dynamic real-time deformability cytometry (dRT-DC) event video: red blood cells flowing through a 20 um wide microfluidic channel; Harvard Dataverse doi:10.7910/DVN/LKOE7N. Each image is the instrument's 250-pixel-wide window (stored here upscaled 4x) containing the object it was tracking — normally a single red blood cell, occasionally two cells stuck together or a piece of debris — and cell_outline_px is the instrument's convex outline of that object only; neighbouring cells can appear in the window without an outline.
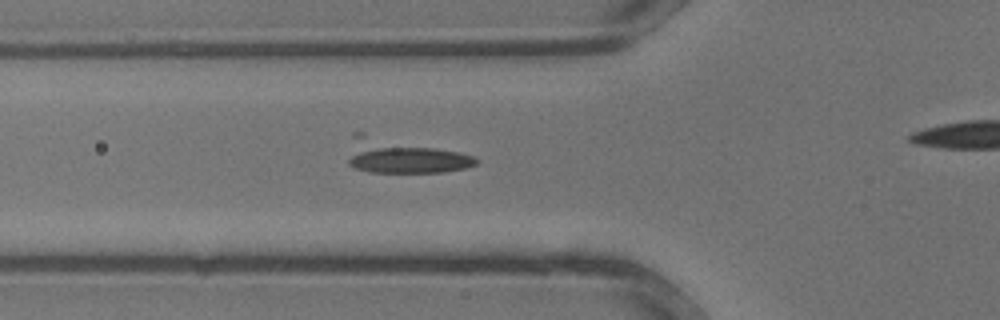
{"species": "common noctule bat (a hibernating species)", "species_latin": "Nyctalus noctula", "temperature_condition": "warm", "stored_images_in_passage": 21, "camera_frame_rate_fps": 3000, "um_per_image_px": 0.085, "animal": {"sex": "male", "body_mass_g": 13.3}, "frame": {"image": 1, "passage_image": 3, "time_ms": 0.667, "image_size_px": [1000, 320], "cell_outline_px": [[480, 160], [476, 164], [464, 168], [444, 172], [368, 172], [356, 168], [348, 164], [348, 160], [352, 132], [364, 132], [460, 152], [472, 156]], "centroid_in_image_um": [34.22, 13.24], "position_along_channel_um": 91.6, "area_um2": 25.78}}
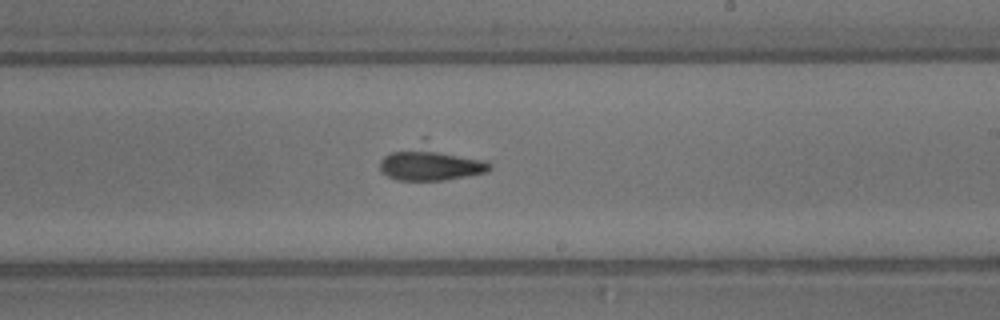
{"frame": {"image": 2, "passage_image": 11, "time_ms": 3.333, "image_size_px": [1000, 320], "cell_outline_px": [[492, 168], [488, 172], [444, 180], [396, 180], [388, 176], [380, 168], [380, 160], [384, 156], [424, 136], [428, 136], [484, 160], [492, 164]], "centroid_in_image_um": [36.67, 13.76], "position_along_channel_um": 252.3, "area_um2": 23.58}}
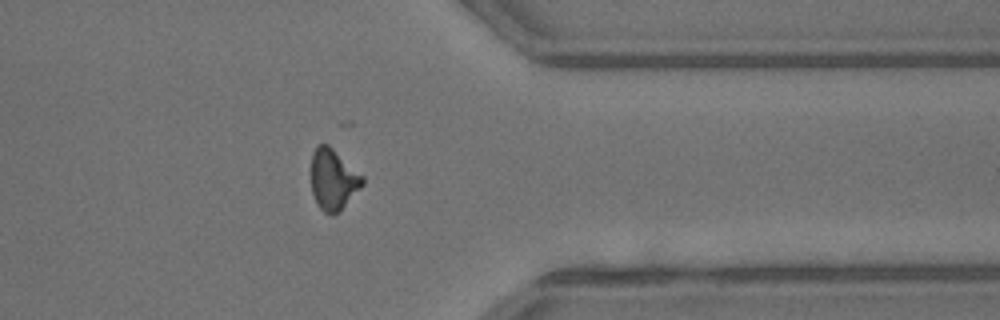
{"frame": {"image": 3, "passage_image": 18, "time_ms": 5.667, "image_size_px": [1000, 320], "cell_outline_px": [[364, 184], [340, 212], [332, 216], [324, 212], [316, 204], [312, 192], [312, 152], [316, 144], [328, 144], [364, 176]], "centroid_in_image_um": [28.33, 15.27], "position_along_channel_um": 383.1, "area_um2": 18.44}}